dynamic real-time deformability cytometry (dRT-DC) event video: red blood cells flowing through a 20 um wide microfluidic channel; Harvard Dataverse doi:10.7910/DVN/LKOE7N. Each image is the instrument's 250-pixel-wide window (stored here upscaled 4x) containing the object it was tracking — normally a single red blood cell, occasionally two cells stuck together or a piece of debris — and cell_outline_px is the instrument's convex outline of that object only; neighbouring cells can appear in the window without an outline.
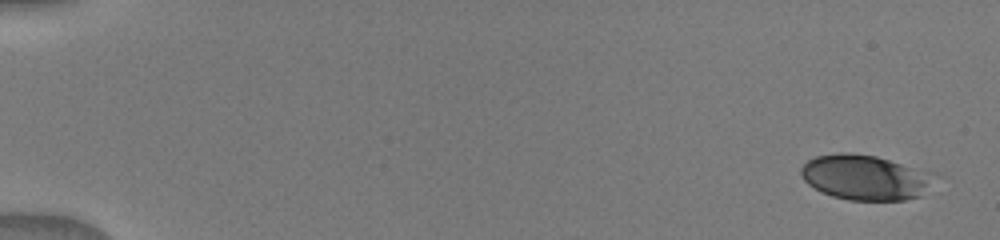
{"species": "human", "species_latin": "Homo sapiens", "temperature_condition": "warm", "stored_images_in_passage": 15, "camera_frame_rate_fps": 3000, "um_per_image_px": 0.085, "donor": {"sex": "male"}, "frame": {"image": 1, "passage_image": 1, "time_ms": 0.0, "image_size_px": [1000, 240], "cell_outline_px": [[940, 176], [924, 196], [904, 200], [848, 200], [832, 196], [820, 192], [808, 184], [804, 180], [800, 172], [800, 168], [808, 160], [816, 156], [840, 152], [848, 152], [876, 156], [936, 172]], "centroid_in_image_um": [73.65, 15.08], "position_along_channel_um": 11.4, "area_um2": 36.01}}
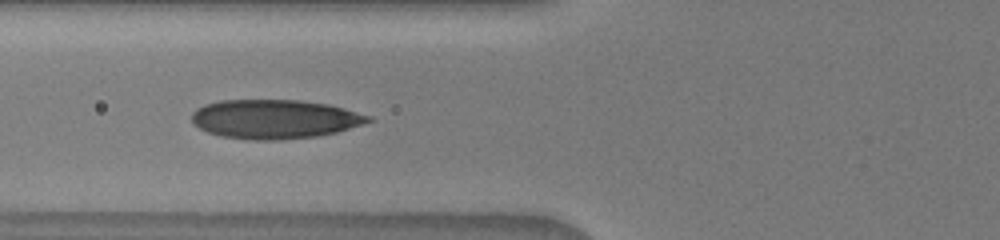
{"frame": {"image": 2, "passage_image": 9, "time_ms": 6.333, "image_size_px": [1000, 240], "cell_outline_px": [[372, 120], [364, 124], [336, 132], [316, 136], [276, 140], [256, 140], [224, 136], [208, 132], [200, 128], [192, 120], [192, 112], [196, 108], [204, 104], [220, 100], [300, 100], [328, 104], [344, 108], [372, 116]], "centroid_in_image_um": [23.36, 10.11], "position_along_channel_um": 102.4, "area_um2": 40.06}}
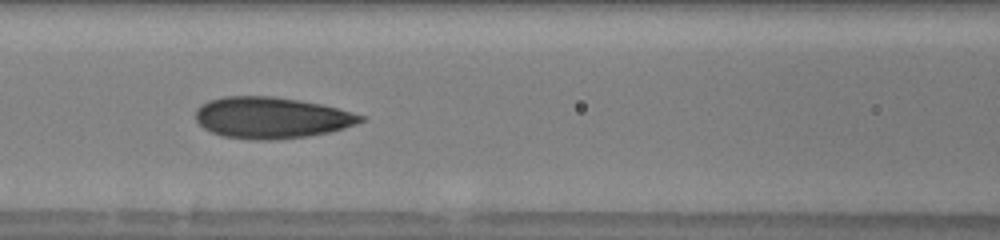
{"frame": {"image": 3, "passage_image": 10, "time_ms": 7.333, "image_size_px": [1000, 240], "cell_outline_px": [[364, 120], [356, 124], [332, 132], [308, 136], [272, 140], [256, 140], [220, 136], [204, 128], [196, 120], [196, 108], [200, 104], [208, 100], [224, 96], [276, 96], [300, 100], [320, 104], [352, 112], [364, 116]], "centroid_in_image_um": [23.04, 10.0], "position_along_channel_um": 143.6, "area_um2": 39.94}}